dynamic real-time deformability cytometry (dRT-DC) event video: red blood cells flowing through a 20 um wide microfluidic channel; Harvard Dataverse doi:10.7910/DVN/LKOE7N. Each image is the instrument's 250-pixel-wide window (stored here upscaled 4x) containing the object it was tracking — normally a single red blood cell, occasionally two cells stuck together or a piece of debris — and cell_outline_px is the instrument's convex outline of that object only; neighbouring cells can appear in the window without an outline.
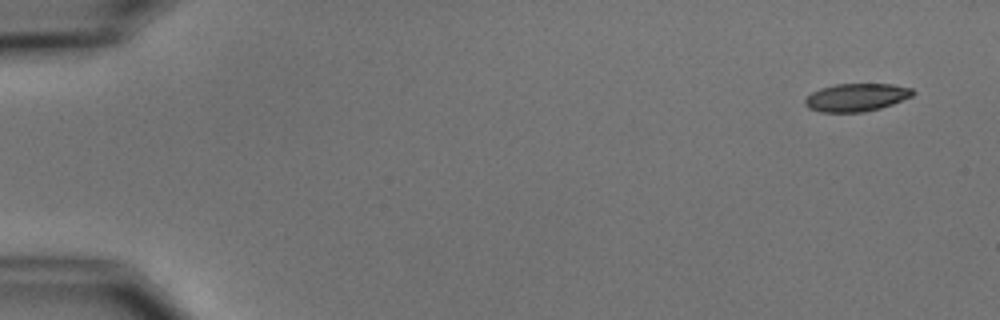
{"species": "common noctule bat (a hibernating species)", "species_latin": "Nyctalus noctula", "temperature_condition": "cold", "stored_images_in_passage": 4, "camera_frame_rate_fps": 3000, "um_per_image_px": 0.085, "animal": {"sex": "male", "body_mass_g": 15.6}, "frame": {"image": 1, "passage_image": 1, "time_ms": 0.0, "image_size_px": [1000, 320], "cell_outline_px": [[916, 92], [912, 96], [892, 104], [880, 108], [864, 112], [820, 112], [808, 108], [804, 104], [804, 100], [812, 92], [820, 88], [836, 84], [892, 84], [912, 88]], "centroid_in_image_um": [72.78, 8.28], "position_along_channel_um": 12.2, "area_um2": 17.57}}
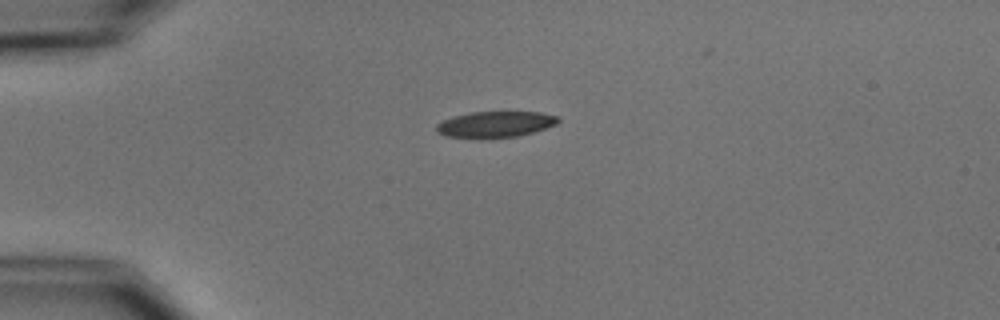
{"frame": {"image": 2, "passage_image": 4, "time_ms": 3.667, "image_size_px": [1000, 320], "cell_outline_px": [[560, 120], [556, 124], [532, 132], [516, 136], [444, 136], [436, 132], [436, 124], [452, 116], [472, 112], [540, 112], [560, 116]], "centroid_in_image_um": [42.12, 10.53], "position_along_channel_um": 42.9, "area_um2": 17.86}}